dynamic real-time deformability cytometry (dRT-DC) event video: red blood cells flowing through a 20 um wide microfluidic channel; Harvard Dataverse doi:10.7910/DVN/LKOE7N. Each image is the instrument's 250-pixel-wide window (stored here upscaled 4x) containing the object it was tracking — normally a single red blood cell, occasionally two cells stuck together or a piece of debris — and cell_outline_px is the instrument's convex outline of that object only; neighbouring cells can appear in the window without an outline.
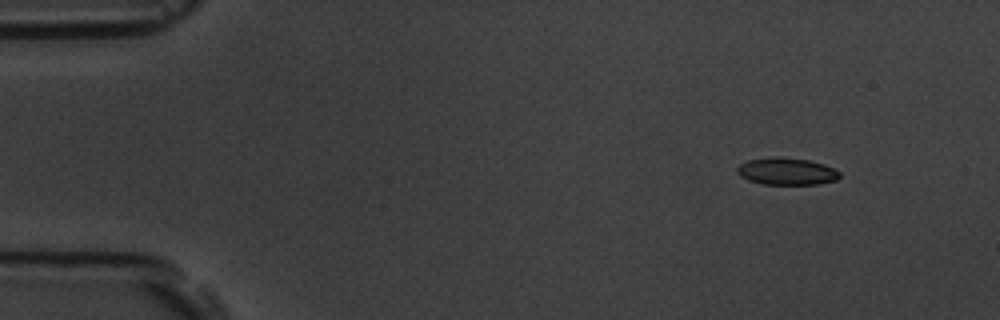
{"species": "common noctule bat (a hibernating species)", "species_latin": "Nyctalus noctula", "temperature_condition": "room temperature", "stored_images_in_passage": 4, "camera_frame_rate_fps": 3000, "um_per_image_px": 0.085, "animal": {"sex": "male", "body_mass_g": 19.5, "forearm_length_mm": 54.6}, "frame": {"image": 1, "passage_image": 1, "time_ms": 0.0, "image_size_px": [1000, 320], "cell_outline_px": [[840, 176], [836, 180], [816, 184], [764, 184], [748, 180], [740, 176], [736, 172], [736, 168], [740, 164], [748, 160], [776, 156], [780, 156], [808, 160], [824, 164], [840, 172]], "centroid_in_image_um": [66.84, 14.56], "position_along_channel_um": 18.2, "area_um2": 16.18}}
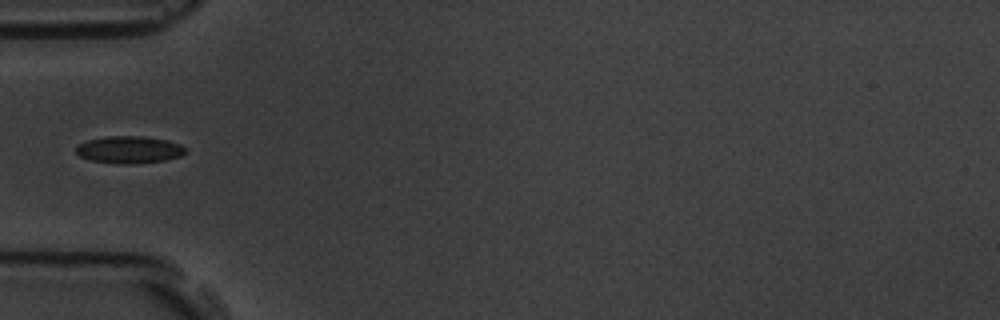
{"frame": {"image": 2, "passage_image": 4, "time_ms": 4.333, "image_size_px": [1000, 320], "cell_outline_px": [[188, 152], [180, 156], [164, 160], [128, 164], [124, 164], [92, 160], [80, 156], [76, 152], [76, 144], [88, 140], [104, 136], [144, 136], [168, 140], [180, 144], [188, 148]], "centroid_in_image_um": [11.01, 12.7], "position_along_channel_um": 74.0, "area_um2": 17.4}}